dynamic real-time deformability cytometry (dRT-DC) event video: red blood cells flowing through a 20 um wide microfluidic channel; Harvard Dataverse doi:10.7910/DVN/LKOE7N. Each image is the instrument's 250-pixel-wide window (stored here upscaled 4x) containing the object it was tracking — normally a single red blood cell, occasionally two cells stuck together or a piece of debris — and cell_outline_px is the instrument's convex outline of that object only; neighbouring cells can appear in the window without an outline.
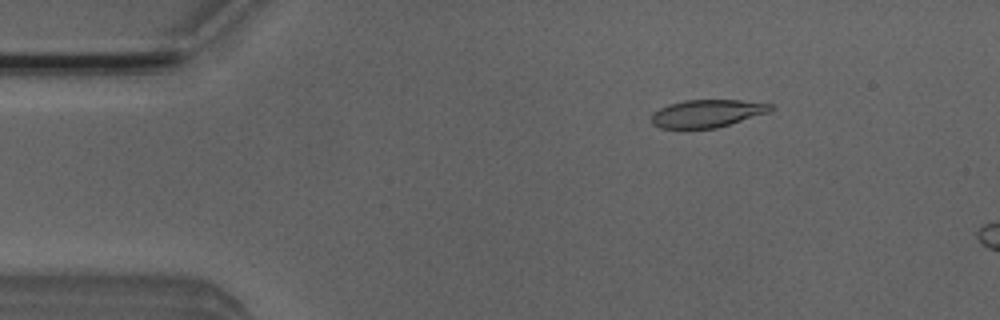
{"species": "Egyptian fruit bat (a non-hibernating species)", "species_latin": "Rousettus aegyptiacus", "temperature_condition": "room temperature", "stored_images_in_passage": 13, "camera_frame_rate_fps": 3000, "um_per_image_px": 0.085, "animal": {"sex": "male"}, "frame": {"image": 1, "passage_image": 8, "time_ms": 2.333, "image_size_px": [1000, 320], "cell_outline_px": [[776, 108], [768, 112], [716, 128], [660, 128], [652, 124], [652, 112], [668, 104], [684, 100], [740, 100], [772, 104]], "centroid_in_image_um": [60.09, 9.63], "position_along_channel_um": 24.9, "area_um2": 19.13}}